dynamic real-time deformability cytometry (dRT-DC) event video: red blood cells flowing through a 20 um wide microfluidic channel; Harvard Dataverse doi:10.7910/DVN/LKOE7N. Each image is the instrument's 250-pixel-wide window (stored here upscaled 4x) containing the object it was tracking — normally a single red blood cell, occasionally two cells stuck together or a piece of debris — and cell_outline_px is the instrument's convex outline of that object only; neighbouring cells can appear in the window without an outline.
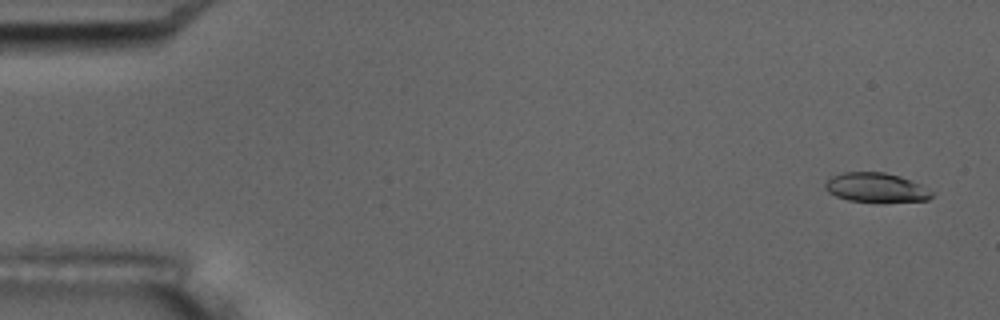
{"species": "common noctule bat (a hibernating species)", "species_latin": "Nyctalus noctula", "temperature_condition": "room temperature", "stored_images_in_passage": 7, "camera_frame_rate_fps": 3000, "um_per_image_px": 0.085, "animal": {"sex": "male", "body_mass_g": 17.5, "forearm_length_mm": 52.3}, "frame": {"image": 1, "passage_image": 1, "time_ms": 0.0, "image_size_px": [1000, 320], "cell_outline_px": [[936, 192], [928, 200], [848, 200], [836, 196], [828, 192], [824, 188], [824, 184], [832, 176], [844, 172], [884, 172], [900, 176], [920, 184]], "centroid_in_image_um": [74.46, 15.91], "position_along_channel_um": 10.5, "area_um2": 17.74}}